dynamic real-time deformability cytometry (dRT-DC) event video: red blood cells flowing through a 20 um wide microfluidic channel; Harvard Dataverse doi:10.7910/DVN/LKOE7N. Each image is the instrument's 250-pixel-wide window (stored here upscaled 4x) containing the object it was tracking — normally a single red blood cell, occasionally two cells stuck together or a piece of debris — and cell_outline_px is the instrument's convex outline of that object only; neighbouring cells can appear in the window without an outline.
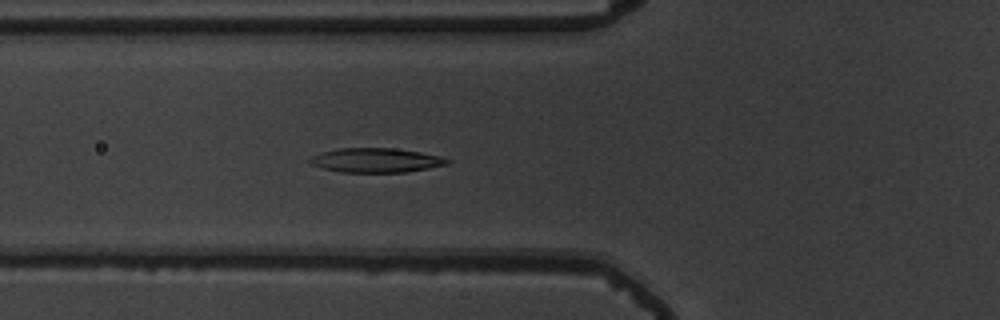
{"species": "common noctule bat (a hibernating species)", "species_latin": "Nyctalus noctula", "temperature_condition": "warm", "stored_images_in_passage": 53, "camera_frame_rate_fps": 3000, "um_per_image_px": 0.085, "animal": {"sex": "male", "body_mass_g": 19.5, "forearm_length_mm": 54.6}, "frame": {"image": 1, "passage_image": 18, "time_ms": 5.667, "image_size_px": [1000, 320], "cell_outline_px": [[452, 160], [448, 164], [408, 172], [340, 172], [324, 168], [312, 164], [308, 160], [312, 156], [320, 152], [340, 148], [396, 148], [420, 152], [440, 156]], "centroid_in_image_um": [31.98, 13.62], "position_along_channel_um": 93.8, "area_um2": 19.48}}
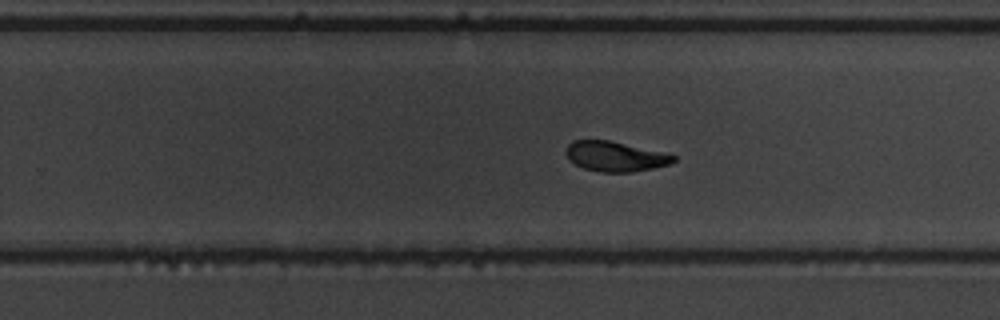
{"frame": {"image": 2, "passage_image": 33, "time_ms": 10.667, "image_size_px": [1000, 320], "cell_outline_px": [[676, 160], [668, 164], [652, 168], [632, 172], [600, 172], [584, 168], [568, 160], [564, 152], [568, 144], [572, 140], [608, 140], [664, 152], [676, 156]], "centroid_in_image_um": [52.25, 13.29], "position_along_channel_um": 277.5, "area_um2": 18.79}}
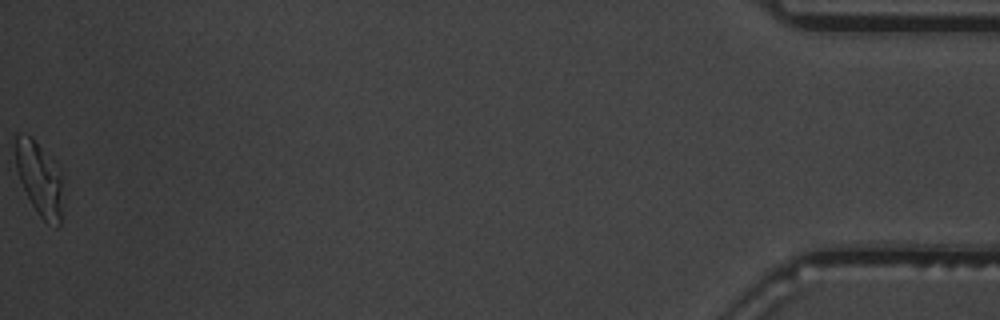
{"frame": {"image": 3, "passage_image": 53, "time_ms": 17.333, "image_size_px": [1000, 320], "cell_outline_px": [[60, 224], [56, 228], [48, 224], [36, 212], [20, 180], [16, 168], [16, 132], [24, 132], [32, 136], [60, 176]], "centroid_in_image_um": [3.28, 15.19], "position_along_channel_um": 431.9, "area_um2": 19.25}, "authors_computed_cell_mechanics": {"area_um2": 19.8254, "velocity_mm_per_s": 3.6816, "shape_relaxation_time_tau1_ms": 5.3276, "shape_relaxation_time_tau2_ms": 2.254, "deformation_change_tau1": 0.192, "deformation_change_tau2": 0.0673}}